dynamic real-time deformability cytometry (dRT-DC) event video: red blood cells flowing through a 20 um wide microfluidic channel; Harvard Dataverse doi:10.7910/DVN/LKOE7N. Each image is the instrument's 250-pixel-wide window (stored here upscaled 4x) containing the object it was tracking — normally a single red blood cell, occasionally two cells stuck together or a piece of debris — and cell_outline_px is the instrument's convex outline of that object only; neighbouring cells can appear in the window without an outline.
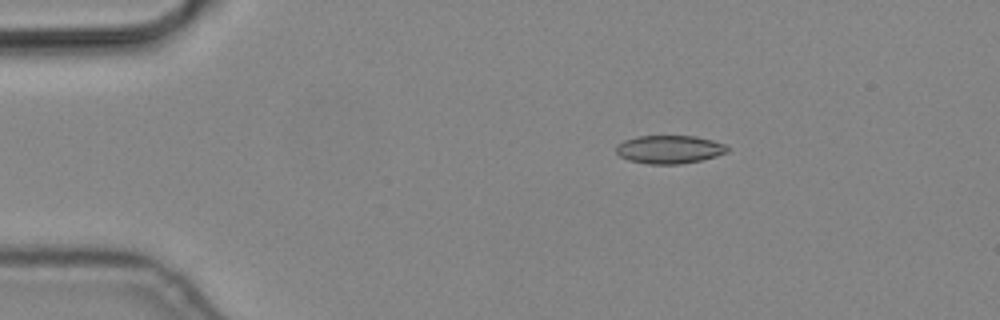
{"species": "common noctule bat (a hibernating species)", "species_latin": "Nyctalus noctula", "temperature_condition": "cold", "stored_images_in_passage": 3, "camera_frame_rate_fps": 3000, "um_per_image_px": 0.085, "animal": {"sex": "male", "body_mass_g": 19.2, "forearm_length_mm": 51.8}, "frame": {"image": 1, "passage_image": 1, "time_ms": 0.0, "image_size_px": [1000, 320], "cell_outline_px": [[728, 152], [716, 156], [700, 160], [680, 164], [648, 164], [628, 160], [620, 156], [616, 152], [616, 144], [624, 140], [636, 136], [696, 136], [712, 140], [724, 144], [728, 148]], "centroid_in_image_um": [56.87, 12.7], "position_along_channel_um": 28.1, "area_um2": 18.32}}